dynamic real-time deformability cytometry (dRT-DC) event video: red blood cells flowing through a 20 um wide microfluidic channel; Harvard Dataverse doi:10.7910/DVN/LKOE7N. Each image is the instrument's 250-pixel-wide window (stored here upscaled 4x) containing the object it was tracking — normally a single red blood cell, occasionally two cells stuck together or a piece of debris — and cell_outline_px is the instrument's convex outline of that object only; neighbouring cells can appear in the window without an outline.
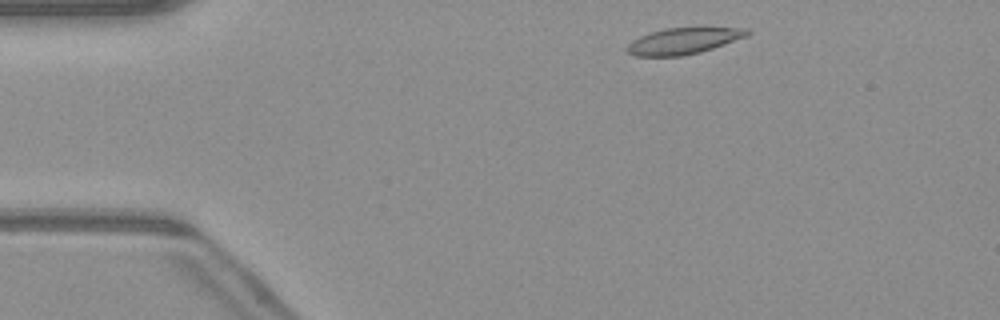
{"species": "common noctule bat (a hibernating species)", "species_latin": "Nyctalus noctula", "temperature_condition": "warm", "stored_images_in_passage": 44, "camera_frame_rate_fps": 3000, "um_per_image_px": 0.085, "animal": {"sex": "male", "body_mass_g": 23.1, "forearm_length_mm": 52.7}, "frame": {"image": 1, "passage_image": 2, "time_ms": 0.333, "image_size_px": [1000, 320], "cell_outline_px": [[752, 32], [748, 36], [700, 52], [680, 56], [632, 56], [624, 48], [632, 40], [648, 32], [664, 28], [748, 28]], "centroid_in_image_um": [58.05, 3.48], "position_along_channel_um": 26.9, "area_um2": 18.44}}
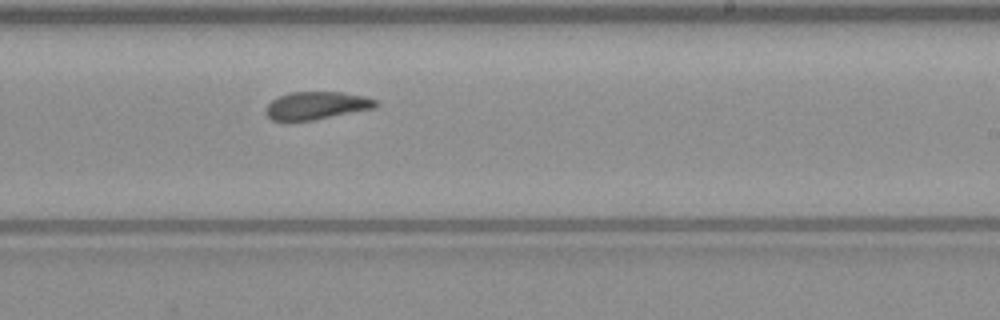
{"frame": {"image": 2, "passage_image": 24, "time_ms": 7.667, "image_size_px": [1000, 320], "cell_outline_px": [[380, 104], [376, 108], [312, 120], [272, 120], [264, 112], [264, 108], [276, 96], [292, 92], [340, 92], [364, 96], [376, 100]], "centroid_in_image_um": [26.9, 8.96], "position_along_channel_um": 262.1, "area_um2": 17.8}}
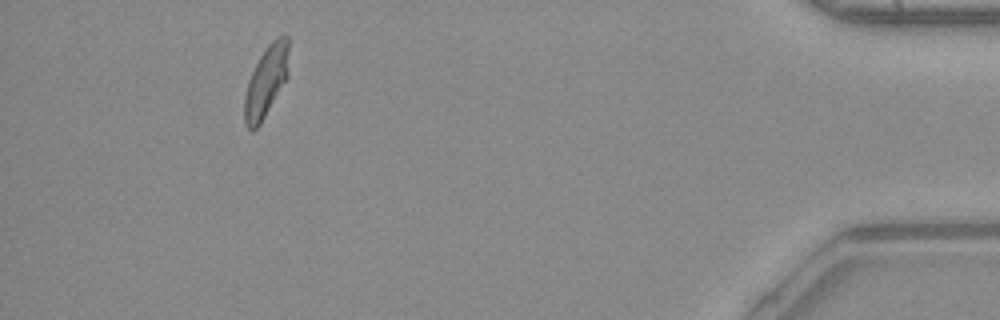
{"frame": {"image": 3, "passage_image": 40, "time_ms": 13.0, "image_size_px": [1000, 320], "cell_outline_px": [[288, 76], [260, 124], [252, 132], [244, 124], [244, 96], [248, 80], [260, 56], [268, 44], [276, 36], [284, 32], [288, 36]], "centroid_in_image_um": [22.62, 6.89], "position_along_channel_um": 412.6, "area_um2": 18.44}, "authors_computed_cell_mechanics": {"area_um2": 18.5538, "velocity_mm_per_s": 4.0858, "shape_relaxation_time_tau1_ms": null, "shape_relaxation_time_tau2_ms": 2.4945, "deformation_change_tau1": null, "deformation_change_tau2": 0.0985}}